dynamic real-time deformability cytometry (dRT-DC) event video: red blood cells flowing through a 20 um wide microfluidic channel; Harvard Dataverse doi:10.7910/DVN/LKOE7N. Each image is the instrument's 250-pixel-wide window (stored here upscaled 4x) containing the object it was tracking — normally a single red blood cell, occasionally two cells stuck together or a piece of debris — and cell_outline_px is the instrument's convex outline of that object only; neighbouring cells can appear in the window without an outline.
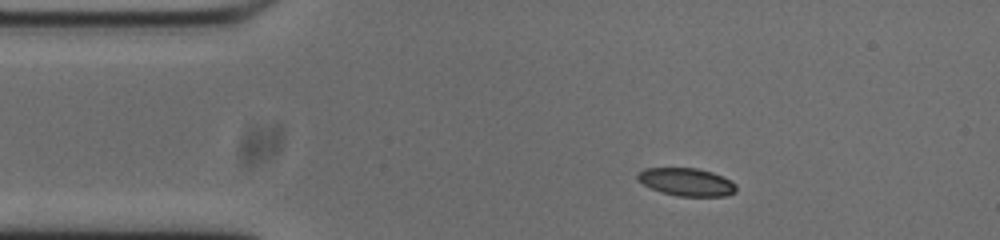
{"species": "common noctule bat (a hibernating species)", "species_latin": "Nyctalus noctula", "temperature_condition": "cold", "stored_images_in_passage": 46, "camera_frame_rate_fps": 3000, "um_per_image_px": 0.085, "animal": {"sex": "male", "body_mass_g": 20.0, "forearm_length_mm": 53.3}, "frame": {"image": 1, "passage_image": 1, "time_ms": 0.0, "image_size_px": [1000, 240], "cell_outline_px": [[736, 192], [724, 196], [676, 196], [660, 192], [644, 184], [636, 176], [644, 168], [696, 168], [712, 172], [732, 180], [736, 184]], "centroid_in_image_um": [58.39, 15.47], "position_along_channel_um": 26.6, "area_um2": 15.95}}
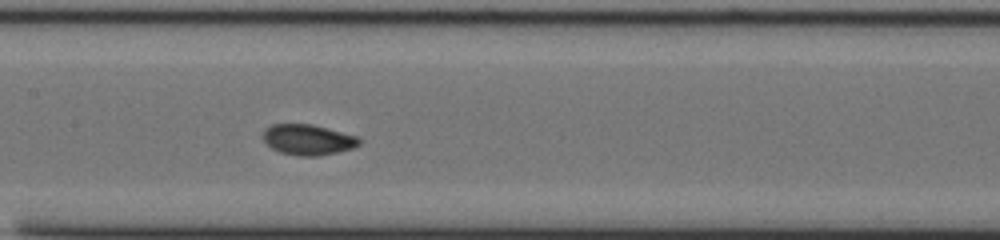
{"frame": {"image": 2, "passage_image": 17, "time_ms": 5.333, "image_size_px": [1000, 240], "cell_outline_px": [[364, 140], [360, 144], [352, 148], [320, 156], [300, 156], [280, 152], [272, 148], [264, 140], [264, 128], [272, 124], [312, 124], [356, 136]], "centroid_in_image_um": [26.19, 11.87], "position_along_channel_um": 181.2, "area_um2": 17.05}}
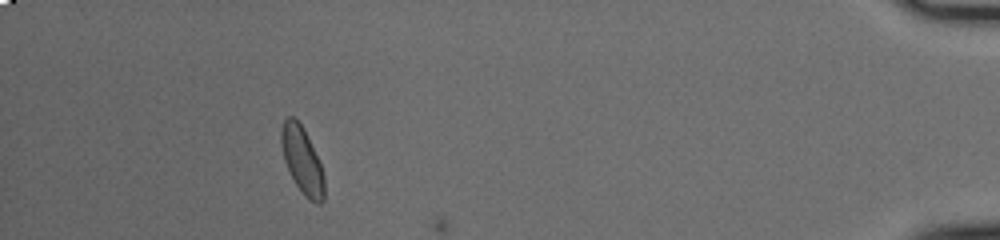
{"frame": {"image": 3, "passage_image": 41, "time_ms": 13.333, "image_size_px": [1000, 240], "cell_outline_px": [[324, 200], [320, 204], [316, 204], [308, 200], [304, 196], [296, 184], [284, 160], [280, 140], [280, 132], [284, 120], [288, 116], [292, 116], [304, 128], [320, 164], [324, 176]], "centroid_in_image_um": [25.68, 13.65], "position_along_channel_um": 409.5, "area_um2": 16.59}}